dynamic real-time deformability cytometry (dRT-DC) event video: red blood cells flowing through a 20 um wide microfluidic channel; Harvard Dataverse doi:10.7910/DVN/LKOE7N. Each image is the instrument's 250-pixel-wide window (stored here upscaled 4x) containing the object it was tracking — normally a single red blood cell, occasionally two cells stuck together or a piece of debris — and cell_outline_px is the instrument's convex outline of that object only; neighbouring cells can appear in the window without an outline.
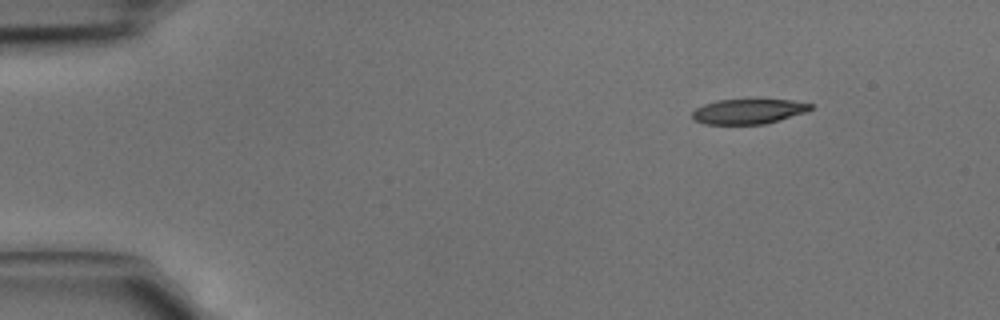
{"species": "common noctule bat (a hibernating species)", "species_latin": "Nyctalus noctula", "temperature_condition": "cold", "stored_images_in_passage": 2, "camera_frame_rate_fps": 3000, "um_per_image_px": 0.085, "animal": {"sex": "male", "body_mass_g": 15.6}, "frame": {"image": 1, "passage_image": 1, "time_ms": 0.0, "image_size_px": [1000, 320], "cell_outline_px": [[816, 104], [812, 108], [804, 112], [780, 120], [764, 124], [704, 124], [696, 120], [692, 116], [692, 112], [696, 108], [704, 104], [716, 100], [792, 100]], "centroid_in_image_um": [63.63, 9.47], "position_along_channel_um": 21.4, "area_um2": 17.11}}